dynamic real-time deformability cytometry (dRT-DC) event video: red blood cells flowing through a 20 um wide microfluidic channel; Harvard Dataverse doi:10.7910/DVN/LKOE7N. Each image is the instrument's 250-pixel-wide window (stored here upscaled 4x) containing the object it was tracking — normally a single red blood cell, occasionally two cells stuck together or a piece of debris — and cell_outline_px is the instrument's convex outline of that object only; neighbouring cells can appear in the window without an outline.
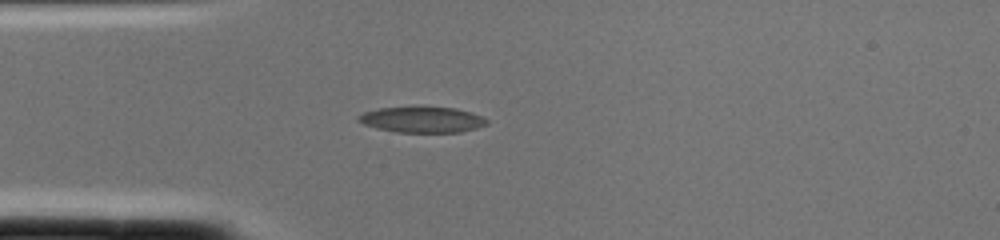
{"species": "common noctule bat (a hibernating species)", "species_latin": "Nyctalus noctula", "temperature_condition": "cold", "stored_images_in_passage": 1, "camera_frame_rate_fps": 3000, "um_per_image_px": 0.085, "animal": {"sex": "female", "body_mass_g": 22.0, "forearm_length_mm": 56.7}, "frame": {"image": 1, "passage_image": 1, "time_ms": 0.0, "image_size_px": [1000, 240], "cell_outline_px": [[488, 124], [476, 128], [460, 132], [396, 132], [376, 128], [364, 124], [356, 120], [356, 116], [364, 112], [380, 108], [456, 108], [472, 112], [488, 120]], "centroid_in_image_um": [35.87, 10.18], "position_along_channel_um": 49.1, "area_um2": 19.02}}